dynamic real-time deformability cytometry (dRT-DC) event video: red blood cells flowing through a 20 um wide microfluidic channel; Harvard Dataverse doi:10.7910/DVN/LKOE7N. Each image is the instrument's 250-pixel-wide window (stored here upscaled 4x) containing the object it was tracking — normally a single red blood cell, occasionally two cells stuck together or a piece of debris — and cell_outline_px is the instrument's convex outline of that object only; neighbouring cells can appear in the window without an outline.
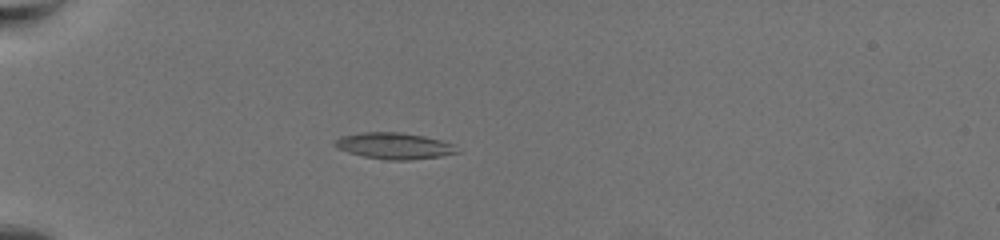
{"species": "common noctule bat (a hibernating species)", "species_latin": "Nyctalus noctula", "temperature_condition": "warm", "stored_images_in_passage": 65, "camera_frame_rate_fps": 3000, "um_per_image_px": 0.085, "animal": {"sex": "female", "body_mass_g": 19.5, "forearm_length_mm": 54.1}, "frame": {"image": 1, "passage_image": 22, "time_ms": 7.0, "image_size_px": [1000, 240], "cell_outline_px": [[460, 152], [440, 156], [408, 160], [384, 160], [364, 156], [348, 152], [336, 148], [332, 144], [340, 136], [364, 132], [400, 132], [424, 136], [440, 140], [452, 144]], "centroid_in_image_um": [33.47, 12.4], "position_along_channel_um": 51.5, "area_um2": 18.67}}
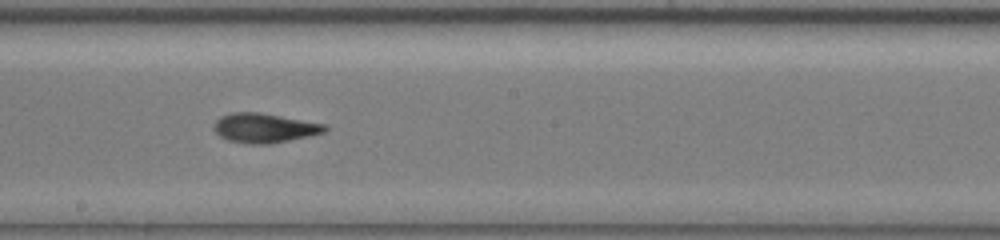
{"frame": {"image": 2, "passage_image": 40, "time_ms": 13.0, "image_size_px": [1000, 240], "cell_outline_px": [[328, 128], [324, 132], [308, 136], [272, 144], [248, 144], [228, 140], [220, 136], [212, 128], [216, 120], [220, 116], [232, 112], [260, 112], [324, 124]], "centroid_in_image_um": [22.43, 10.88], "position_along_channel_um": 225.8, "area_um2": 19.02}}
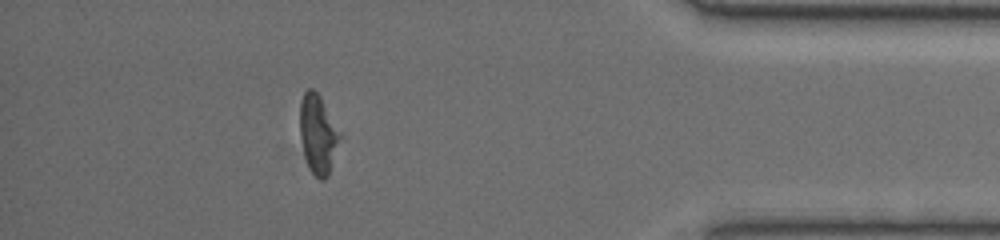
{"frame": {"image": 3, "passage_image": 59, "time_ms": 19.333, "image_size_px": [1000, 240], "cell_outline_px": [[340, 136], [328, 176], [324, 180], [320, 180], [312, 172], [308, 164], [304, 152], [300, 136], [300, 100], [304, 92], [308, 88], [312, 88], [320, 96], [340, 132]], "centroid_in_image_um": [27.01, 11.37], "position_along_channel_um": 408.2, "area_um2": 17.92}, "authors_computed_cell_mechanics": {"area_um2": 18.5538, "velocity_mm_per_s": 3.4131, "shape_relaxation_time_tau1_ms": 4.9483, "shape_relaxation_time_tau2_ms": 2.5887, "deformation_change_tau1": 0.174, "deformation_change_tau2": 0.1015}}